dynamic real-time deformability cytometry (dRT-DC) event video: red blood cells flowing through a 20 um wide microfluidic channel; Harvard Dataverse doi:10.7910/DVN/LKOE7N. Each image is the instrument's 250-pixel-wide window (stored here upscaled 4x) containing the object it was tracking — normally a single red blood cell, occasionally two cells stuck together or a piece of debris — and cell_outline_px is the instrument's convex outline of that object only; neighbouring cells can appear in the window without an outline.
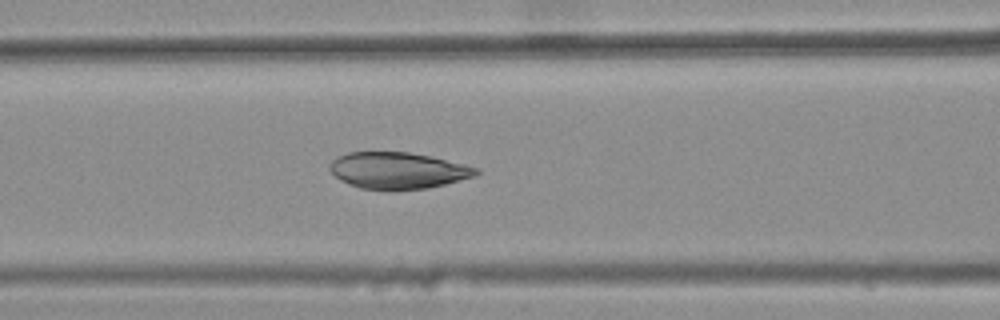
{"species": "common noctule bat (a hibernating species)", "species_latin": "Nyctalus noctula", "temperature_condition": "warm", "stored_images_in_passage": 44, "camera_frame_rate_fps": 3000, "um_per_image_px": 0.085, "animal": {"sex": "female", "body_mass_g": 25.1}, "frame": {"image": 1, "passage_image": 21, "time_ms": 6.667, "image_size_px": [1000, 320], "cell_outline_px": [[480, 172], [472, 176], [444, 184], [428, 188], [360, 188], [340, 180], [328, 168], [328, 164], [336, 156], [348, 152], [408, 152], [432, 156], [480, 168]], "centroid_in_image_um": [33.79, 14.45], "position_along_channel_um": 132.8, "area_um2": 30.63}}
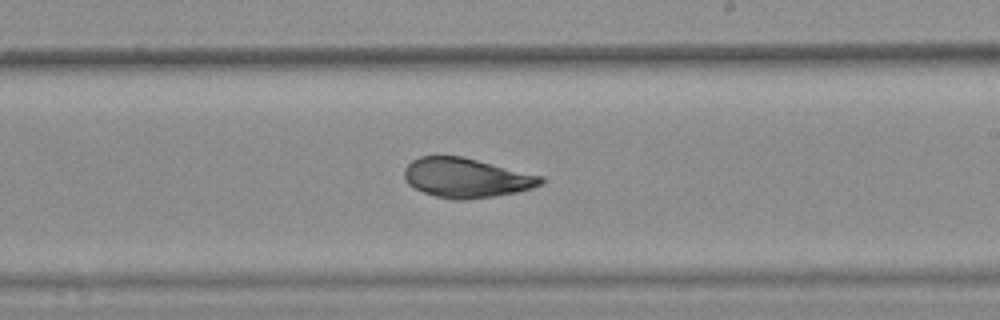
{"frame": {"image": 2, "passage_image": 30, "time_ms": 9.667, "image_size_px": [1000, 320], "cell_outline_px": [[544, 180], [540, 184], [532, 188], [516, 192], [492, 196], [464, 200], [452, 200], [436, 196], [424, 192], [408, 184], [404, 180], [404, 168], [412, 160], [420, 156], [460, 156], [544, 176]], "centroid_in_image_um": [39.61, 15.11], "position_along_channel_um": 249.4, "area_um2": 31.27}}
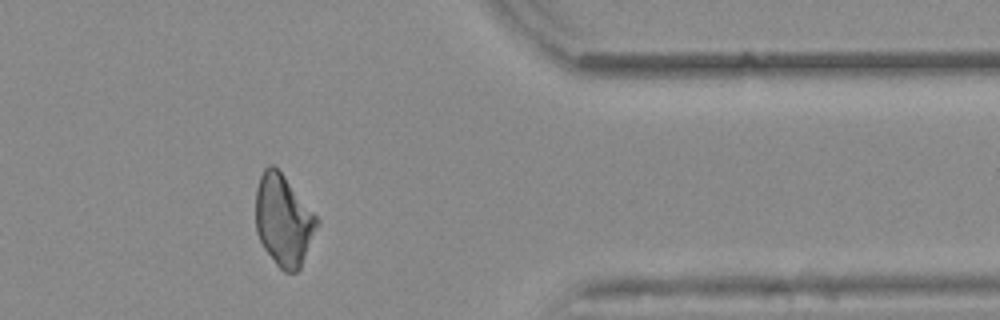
{"frame": {"image": 3, "passage_image": 42, "time_ms": 13.667, "image_size_px": [1000, 320], "cell_outline_px": [[320, 224], [300, 268], [296, 272], [284, 272], [276, 264], [264, 248], [256, 232], [256, 188], [260, 176], [264, 168], [268, 164], [272, 164], [284, 176], [320, 220]], "centroid_in_image_um": [24.1, 18.74], "position_along_channel_um": 387.3, "area_um2": 32.48}}